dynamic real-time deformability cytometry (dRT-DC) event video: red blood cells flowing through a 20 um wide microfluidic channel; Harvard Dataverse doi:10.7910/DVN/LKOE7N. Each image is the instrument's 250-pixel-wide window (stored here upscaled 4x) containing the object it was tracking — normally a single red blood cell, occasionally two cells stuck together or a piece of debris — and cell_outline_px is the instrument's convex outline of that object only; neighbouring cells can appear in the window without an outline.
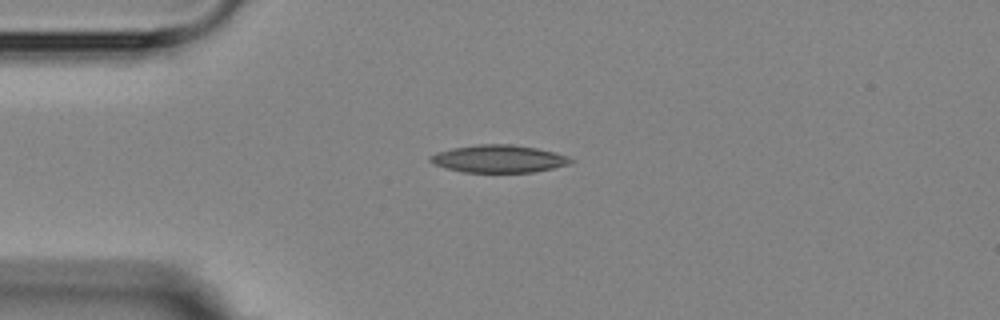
{"species": "Egyptian fruit bat (a non-hibernating species)", "species_latin": "Rousettus aegyptiacus", "temperature_condition": "room temperature", "stored_images_in_passage": 5, "camera_frame_rate_fps": 3000, "um_per_image_px": 0.085, "animal": {"sex": "female"}, "frame": {"image": 1, "passage_image": 4, "time_ms": 3.333, "image_size_px": [1000, 320], "cell_outline_px": [[576, 160], [568, 164], [552, 168], [532, 172], [464, 172], [432, 164], [428, 160], [428, 156], [436, 152], [452, 148], [476, 144], [512, 144], [536, 148], [568, 156]], "centroid_in_image_um": [42.35, 13.49], "position_along_channel_um": 42.7, "area_um2": 22.54}}